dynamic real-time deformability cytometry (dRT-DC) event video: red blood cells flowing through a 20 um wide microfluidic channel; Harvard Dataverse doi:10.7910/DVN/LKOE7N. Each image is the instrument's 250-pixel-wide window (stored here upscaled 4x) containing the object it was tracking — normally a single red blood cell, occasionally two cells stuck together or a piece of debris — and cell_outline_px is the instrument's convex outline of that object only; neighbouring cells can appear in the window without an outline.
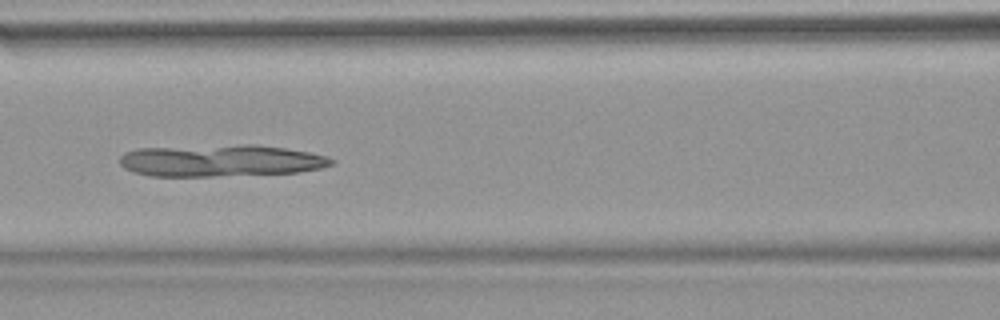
{"species": "common noctule bat (a hibernating species)", "species_latin": "Nyctalus noctula", "temperature_condition": "warm", "stored_images_in_passage": 41, "camera_frame_rate_fps": 3000, "um_per_image_px": 0.085, "animal": {"sex": "female", "body_mass_g": 18.4}, "frame": {"image": 1, "passage_image": 12, "time_ms": 3.667, "image_size_px": [1000, 320], "cell_outline_px": [[336, 160], [332, 164], [320, 168], [296, 172], [212, 176], [148, 176], [132, 172], [124, 168], [120, 164], [120, 156], [124, 152], [136, 148], [240, 144], [256, 144], [284, 148], [308, 152], [328, 156]], "centroid_in_image_um": [18.71, 13.64], "position_along_channel_um": 147.9, "area_um2": 39.54}}
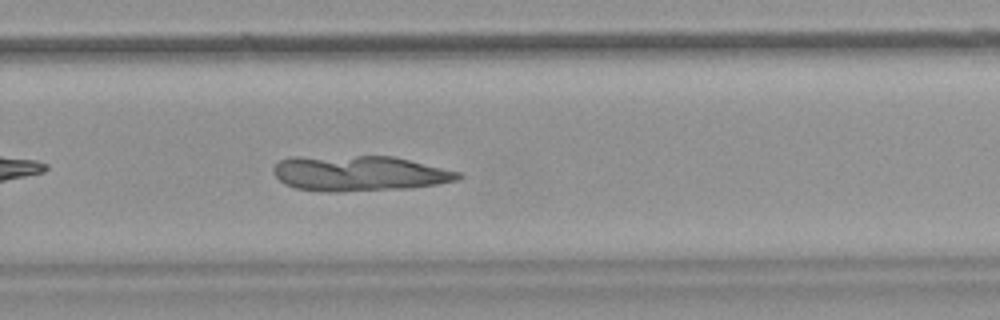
{"frame": {"image": 2, "passage_image": 24, "time_ms": 7.667, "image_size_px": [1000, 320], "cell_outline_px": [[464, 176], [456, 180], [436, 184], [408, 188], [340, 192], [324, 192], [296, 188], [284, 184], [272, 172], [272, 168], [280, 160], [292, 156], [392, 156], [460, 172]], "centroid_in_image_um": [30.48, 14.73], "position_along_channel_um": 299.3, "area_um2": 38.26}}